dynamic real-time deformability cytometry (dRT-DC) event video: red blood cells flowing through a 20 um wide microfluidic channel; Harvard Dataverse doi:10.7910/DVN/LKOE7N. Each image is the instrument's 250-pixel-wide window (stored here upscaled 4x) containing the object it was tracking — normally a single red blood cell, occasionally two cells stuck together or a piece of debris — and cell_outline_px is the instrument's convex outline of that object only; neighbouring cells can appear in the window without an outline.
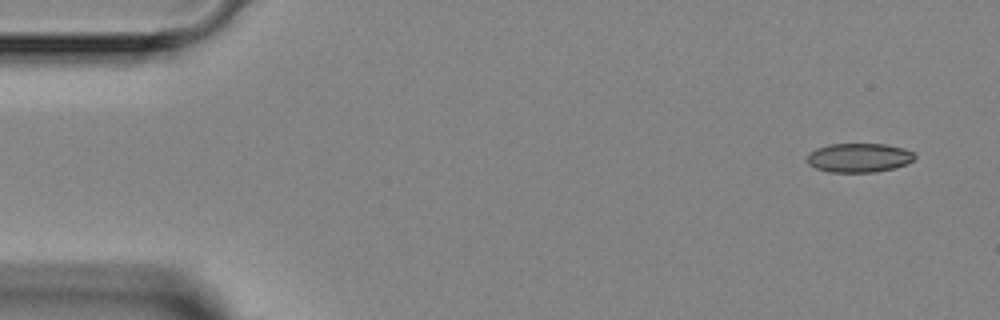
{"species": "Egyptian fruit bat (a non-hibernating species)", "species_latin": "Rousettus aegyptiacus", "temperature_condition": "room temperature", "stored_images_in_passage": 6, "camera_frame_rate_fps": 3000, "um_per_image_px": 0.085, "animal": {"sex": "female"}, "frame": {"image": 1, "passage_image": 1, "time_ms": 0.0, "image_size_px": [1000, 320], "cell_outline_px": [[916, 156], [908, 164], [896, 168], [876, 172], [828, 172], [816, 168], [808, 164], [808, 152], [816, 148], [828, 144], [888, 144], [904, 148], [912, 152]], "centroid_in_image_um": [73.02, 13.4], "position_along_channel_um": 12.0, "area_um2": 18.44}}
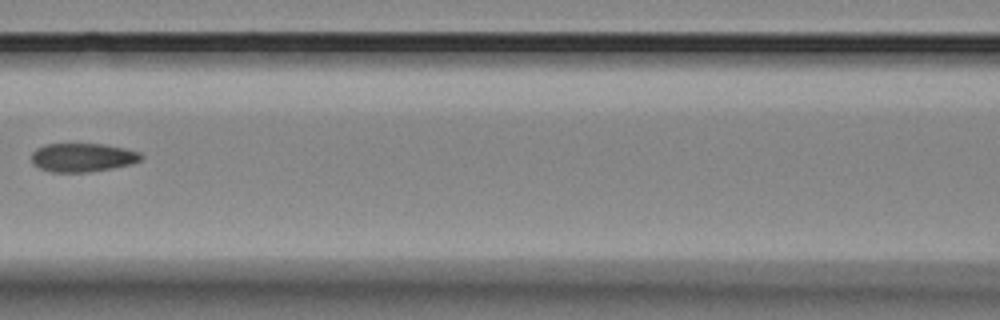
{"frame": {"image": 2, "passage_image": 5, "time_ms": 6.333, "image_size_px": [1000, 320], "cell_outline_px": [[144, 156], [140, 160], [132, 164], [112, 168], [88, 172], [52, 172], [40, 168], [32, 164], [32, 152], [36, 148], [44, 144], [104, 144], [124, 148], [140, 152]], "centroid_in_image_um": [7.02, 13.38], "position_along_channel_um": 159.6, "area_um2": 18.38}}
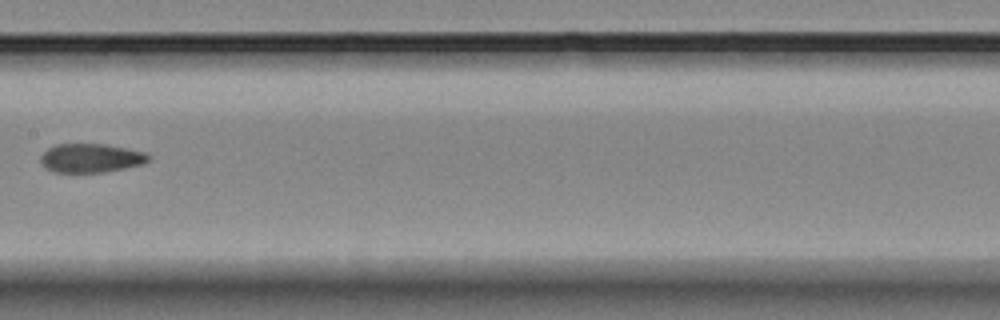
{"frame": {"image": 3, "passage_image": 6, "time_ms": 7.333, "image_size_px": [1000, 320], "cell_outline_px": [[152, 160], [144, 164], [104, 172], [52, 172], [44, 168], [40, 164], [40, 156], [48, 148], [56, 144], [104, 144], [128, 148], [148, 152], [152, 156]], "centroid_in_image_um": [7.76, 13.43], "position_along_channel_um": 199.6, "area_um2": 18.55}}